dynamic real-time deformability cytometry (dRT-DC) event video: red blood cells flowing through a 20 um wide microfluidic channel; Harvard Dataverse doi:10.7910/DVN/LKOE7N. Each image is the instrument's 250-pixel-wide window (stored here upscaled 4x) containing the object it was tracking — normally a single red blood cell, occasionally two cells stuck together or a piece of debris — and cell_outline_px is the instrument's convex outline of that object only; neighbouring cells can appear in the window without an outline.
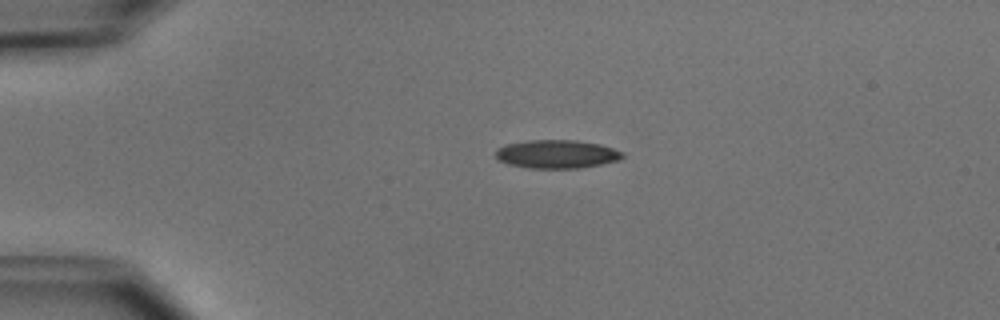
{"species": "common noctule bat (a hibernating species)", "species_latin": "Nyctalus noctula", "temperature_condition": "cold", "stored_images_in_passage": 2, "camera_frame_rate_fps": 3000, "um_per_image_px": 0.085, "animal": {"sex": "male", "body_mass_g": 15.6}, "frame": {"image": 1, "passage_image": 1, "time_ms": 0.0, "image_size_px": [1000, 320], "cell_outline_px": [[624, 156], [620, 160], [604, 164], [580, 168], [528, 168], [508, 164], [500, 160], [496, 156], [496, 148], [504, 144], [528, 140], [576, 140], [600, 144], [624, 152]], "centroid_in_image_um": [47.34, 13.1], "position_along_channel_um": 37.7, "area_um2": 21.21}}